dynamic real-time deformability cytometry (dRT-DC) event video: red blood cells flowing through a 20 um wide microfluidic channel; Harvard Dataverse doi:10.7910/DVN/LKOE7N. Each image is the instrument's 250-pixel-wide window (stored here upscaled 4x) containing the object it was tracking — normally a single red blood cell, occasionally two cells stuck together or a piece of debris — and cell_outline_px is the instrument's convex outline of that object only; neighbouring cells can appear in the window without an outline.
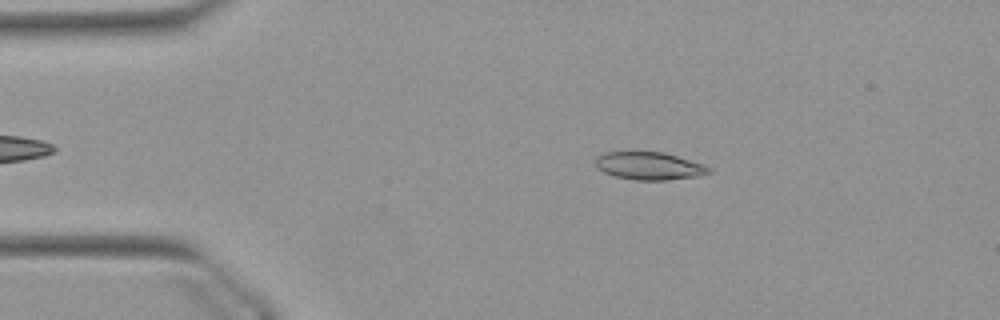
{"species": "Egyptian fruit bat (a non-hibernating species)", "species_latin": "Rousettus aegyptiacus", "temperature_condition": "warm", "stored_images_in_passage": 25, "camera_frame_rate_fps": 3000, "um_per_image_px": 0.085, "animal": {"sex": "female"}, "frame": {"image": 1, "passage_image": 6, "time_ms": 1.667, "image_size_px": [1000, 320], "cell_outline_px": [[712, 172], [700, 176], [668, 180], [636, 180], [616, 176], [604, 172], [596, 168], [596, 156], [604, 152], [664, 152], [704, 164], [712, 168]], "centroid_in_image_um": [55.22, 14.1], "position_along_channel_um": 29.8, "area_um2": 18.44}}
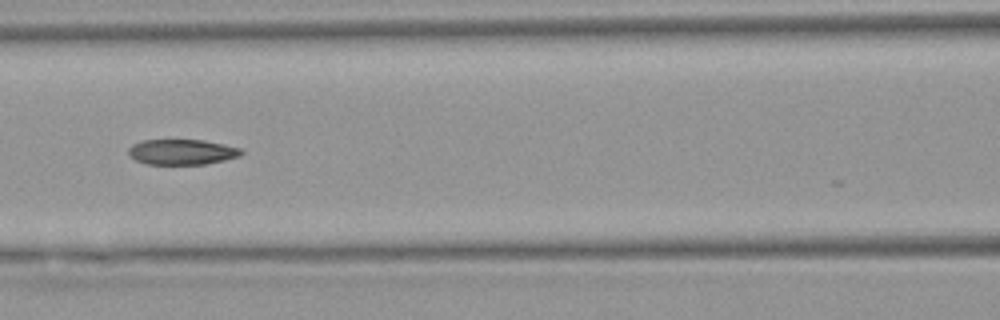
{"frame": {"image": 2, "passage_image": 19, "time_ms": 6.0, "image_size_px": [1000, 320], "cell_outline_px": [[244, 152], [240, 156], [224, 160], [204, 164], [148, 164], [136, 160], [128, 156], [128, 148], [132, 144], [144, 140], [204, 140], [224, 144], [240, 148]], "centroid_in_image_um": [15.45, 12.91], "position_along_channel_um": 151.1, "area_um2": 16.7}}
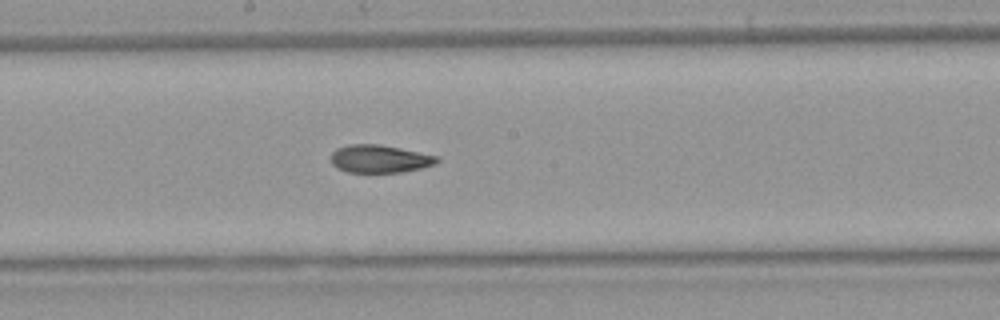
{"frame": {"image": 3, "passage_image": 24, "time_ms": 7.667, "image_size_px": [1000, 320], "cell_outline_px": [[440, 160], [436, 164], [420, 168], [400, 172], [348, 172], [336, 168], [332, 164], [332, 152], [336, 148], [348, 144], [376, 144], [400, 148], [440, 156]], "centroid_in_image_um": [32.28, 13.49], "position_along_channel_um": 215.9, "area_um2": 17.22}}